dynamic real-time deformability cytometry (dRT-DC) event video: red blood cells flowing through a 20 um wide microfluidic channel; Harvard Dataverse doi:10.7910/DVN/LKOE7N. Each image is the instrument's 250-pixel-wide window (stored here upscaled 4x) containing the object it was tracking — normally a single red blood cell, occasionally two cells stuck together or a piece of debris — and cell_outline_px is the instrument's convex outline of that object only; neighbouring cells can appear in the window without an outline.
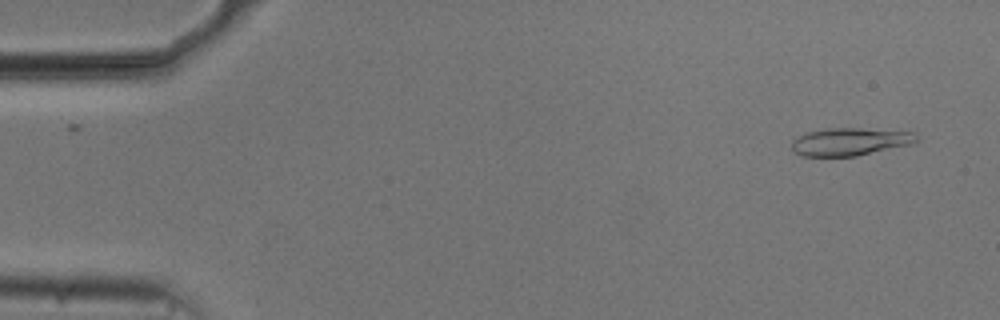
{"species": "common noctule bat (a hibernating species)", "species_latin": "Nyctalus noctula", "temperature_condition": "cold", "stored_images_in_passage": 51, "camera_frame_rate_fps": 3000, "um_per_image_px": 0.085, "animal": {"sex": "male", "body_mass_g": 20.5, "forearm_length_mm": 52.5}, "frame": {"image": 1, "passage_image": 1, "time_ms": 0.0, "image_size_px": [1000, 320], "cell_outline_px": [[920, 140], [912, 144], [856, 156], [804, 156], [796, 152], [792, 148], [792, 140], [796, 136], [808, 132], [828, 128], [860, 128], [916, 132], [920, 136]], "centroid_in_image_um": [72.31, 12.03], "position_along_channel_um": 12.7, "area_um2": 20.29}}
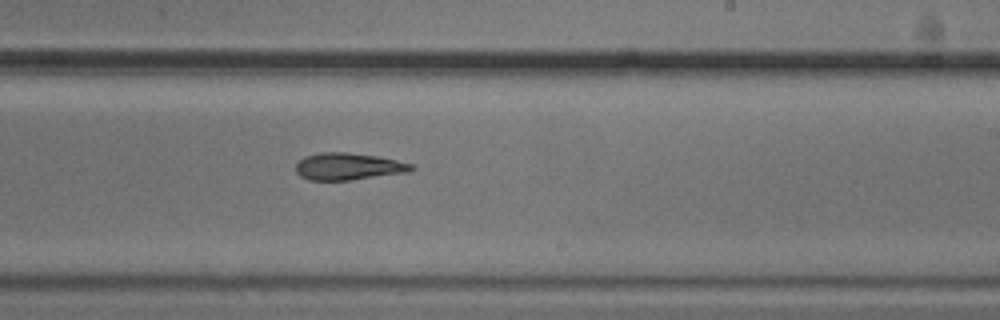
{"frame": {"image": 2, "passage_image": 30, "time_ms": 9.667, "image_size_px": [1000, 320], "cell_outline_px": [[416, 168], [408, 172], [348, 180], [308, 180], [300, 176], [296, 172], [296, 164], [304, 156], [320, 152], [348, 152], [376, 156], [396, 160], [412, 164]], "centroid_in_image_um": [29.58, 14.14], "position_along_channel_um": 259.4, "area_um2": 18.15}}
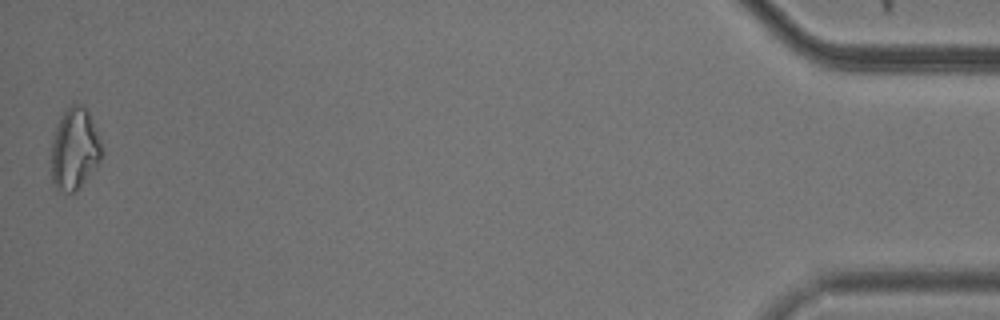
{"frame": {"image": 3, "passage_image": 51, "time_ms": 16.667, "image_size_px": [1000, 320], "cell_outline_px": [[100, 160], [96, 168], [76, 192], [56, 192], [52, 180], [52, 140], [60, 116], [72, 104], [84, 104], [96, 128], [100, 140]], "centroid_in_image_um": [6.33, 12.7], "position_along_channel_um": 428.9, "area_um2": 23.99}, "authors_computed_cell_mechanics": {"area_um2": 18.9584, "velocity_mm_per_s": 3.7383, "shape_relaxation_time_tau1_ms": 10.3881, "shape_relaxation_time_tau2_ms": null, "deformation_change_tau1": 0.2177, "deformation_change_tau2": null}}